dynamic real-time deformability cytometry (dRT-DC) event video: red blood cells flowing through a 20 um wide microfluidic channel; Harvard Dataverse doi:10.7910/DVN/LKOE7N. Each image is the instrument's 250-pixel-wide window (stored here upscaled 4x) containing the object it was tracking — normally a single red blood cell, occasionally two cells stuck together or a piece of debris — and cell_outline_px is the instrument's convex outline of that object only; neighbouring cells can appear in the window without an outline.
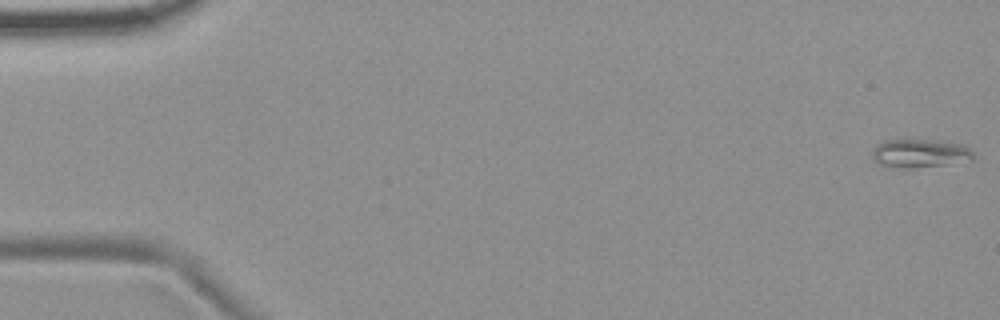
{"species": "common noctule bat (a hibernating species)", "species_latin": "Nyctalus noctula", "temperature_condition": "room temperature", "stored_images_in_passage": 55, "camera_frame_rate_fps": 3000, "um_per_image_px": 0.085, "animal": {"sex": "female", "body_mass_g": 19.9}, "frame": {"image": 1, "passage_image": 1, "time_ms": 0.0, "image_size_px": [1000, 320], "cell_outline_px": [[972, 160], [944, 164], [904, 168], [880, 164], [872, 156], [872, 152], [876, 144], [884, 140], [936, 140], [964, 144], [972, 152]], "centroid_in_image_um": [78.18, 13.01], "position_along_channel_um": 6.8, "area_um2": 16.42}}
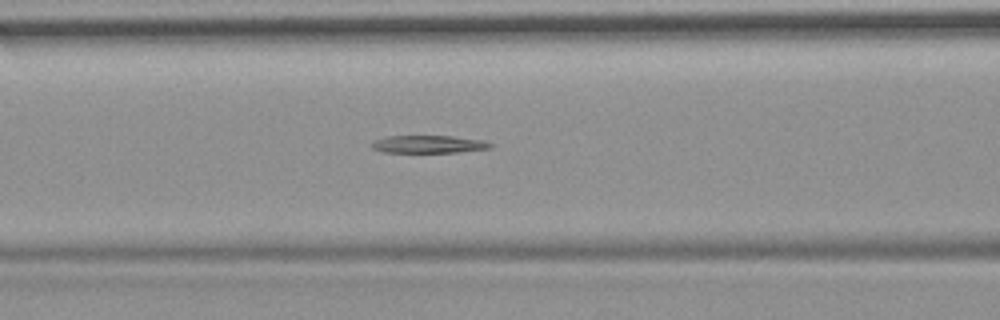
{"frame": {"image": 2, "passage_image": 23, "time_ms": 7.333, "image_size_px": [1000, 320], "cell_outline_px": [[492, 148], [460, 152], [384, 152], [372, 148], [372, 140], [388, 136], [452, 136], [484, 140], [492, 144]], "centroid_in_image_um": [36.45, 12.25], "position_along_channel_um": 130.2, "area_um2": 12.2}}
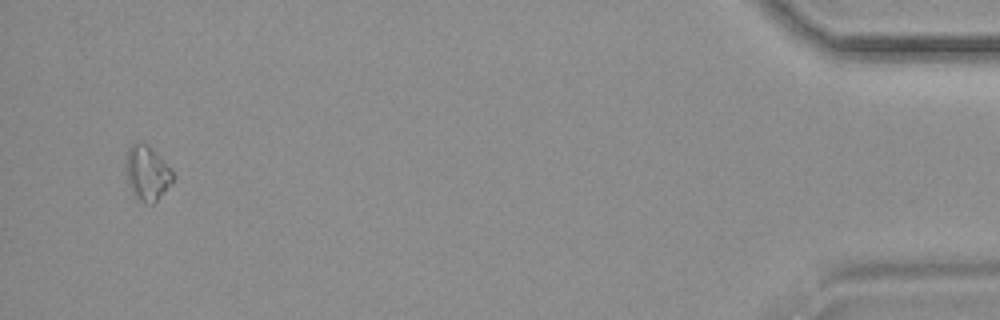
{"frame": {"image": 3, "passage_image": 53, "time_ms": 17.333, "image_size_px": [1000, 320], "cell_outline_px": [[176, 176], [156, 200], [152, 204], [144, 204], [136, 200], [128, 184], [128, 148], [136, 140], [140, 140], [148, 144], [172, 168]], "centroid_in_image_um": [12.54, 14.69], "position_along_channel_um": 422.7, "area_um2": 14.97}}